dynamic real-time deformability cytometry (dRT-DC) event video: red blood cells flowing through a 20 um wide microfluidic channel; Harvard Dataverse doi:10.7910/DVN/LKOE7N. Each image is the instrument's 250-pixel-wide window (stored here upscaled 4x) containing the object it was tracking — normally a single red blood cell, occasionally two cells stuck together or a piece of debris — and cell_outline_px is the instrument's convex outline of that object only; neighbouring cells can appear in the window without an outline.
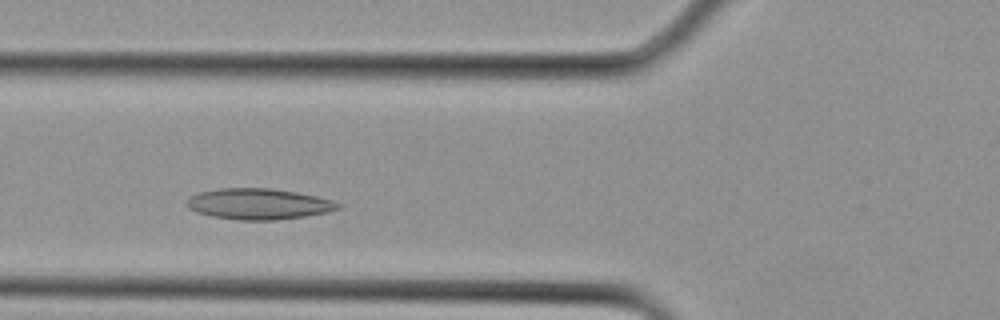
{"species": "Egyptian fruit bat (a non-hibernating species)", "species_latin": "Rousettus aegyptiacus", "temperature_condition": "cold", "stored_images_in_passage": 19, "camera_frame_rate_fps": 3000, "um_per_image_px": 0.085, "animal": {"sex": "female"}, "frame": {"image": 1, "passage_image": 3, "time_ms": 0.667, "image_size_px": [1000, 320], "cell_outline_px": [[340, 208], [328, 212], [304, 216], [276, 220], [236, 220], [212, 216], [196, 212], [188, 208], [188, 200], [192, 196], [200, 192], [220, 188], [272, 188], [296, 192], [316, 196], [332, 200], [340, 204]], "centroid_in_image_um": [21.99, 17.34], "position_along_channel_um": 103.8, "area_um2": 27.11}}
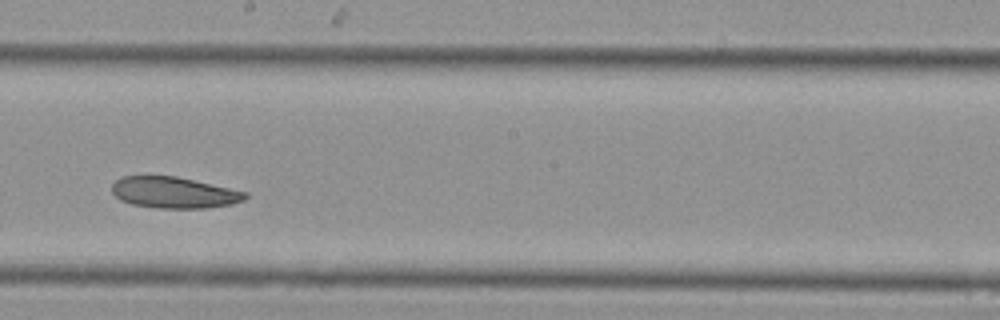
{"frame": {"image": 2, "passage_image": 9, "time_ms": 2.667, "image_size_px": [1000, 320], "cell_outline_px": [[248, 196], [244, 200], [232, 204], [208, 208], [156, 208], [132, 204], [120, 200], [112, 192], [112, 184], [120, 176], [176, 176], [248, 192]], "centroid_in_image_um": [14.79, 16.37], "position_along_channel_um": 233.4, "area_um2": 24.33}}
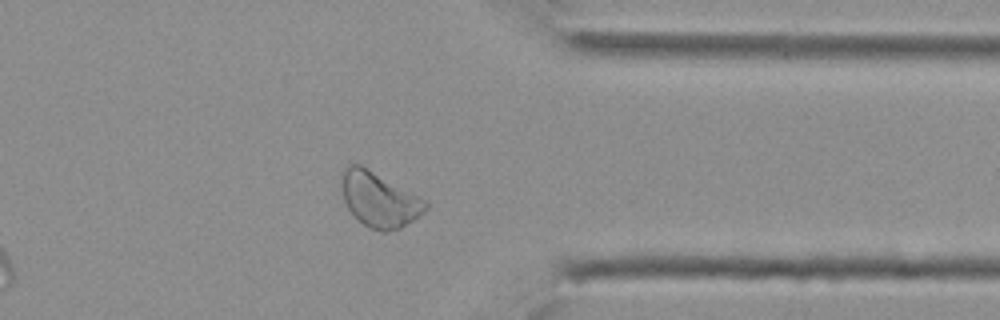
{"frame": {"image": 3, "passage_image": 16, "time_ms": 5.0, "image_size_px": [1000, 320], "cell_outline_px": [[428, 208], [424, 212], [400, 228], [384, 232], [380, 232], [364, 224], [348, 208], [344, 200], [340, 180], [340, 172], [348, 164], [360, 164], [420, 196], [428, 204]], "centroid_in_image_um": [32.21, 16.93], "position_along_channel_um": 379.2, "area_um2": 26.7}}